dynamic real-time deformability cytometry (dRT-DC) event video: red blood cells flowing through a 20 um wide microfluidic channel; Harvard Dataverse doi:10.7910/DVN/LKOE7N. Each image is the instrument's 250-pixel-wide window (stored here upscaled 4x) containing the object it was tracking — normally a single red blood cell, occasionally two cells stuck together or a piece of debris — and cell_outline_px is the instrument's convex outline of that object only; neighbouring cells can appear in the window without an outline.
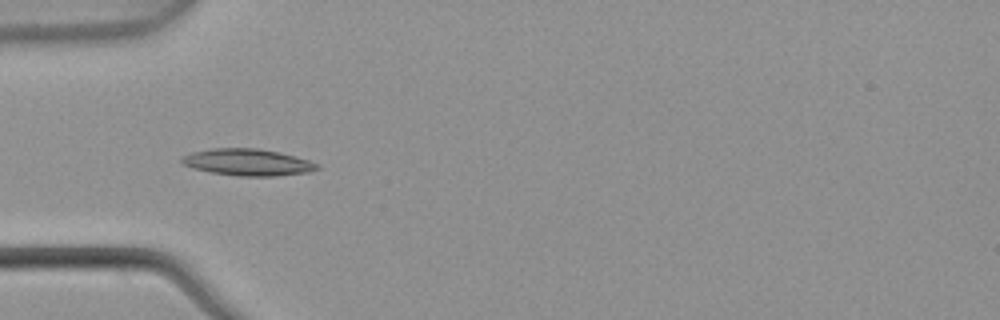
{"species": "common noctule bat (a hibernating species)", "species_latin": "Nyctalus noctula", "temperature_condition": "warm", "stored_images_in_passage": 5, "camera_frame_rate_fps": 3000, "um_per_image_px": 0.085, "animal": {"sex": "male", "body_mass_g": 21.5, "forearm_length_mm": 52.0}, "frame": {"image": 1, "passage_image": 1, "time_ms": 0.0, "image_size_px": [1000, 320], "cell_outline_px": [[320, 168], [308, 172], [276, 176], [236, 176], [212, 172], [192, 168], [184, 164], [180, 160], [180, 156], [192, 152], [212, 148], [256, 148], [280, 152], [308, 160], [320, 164]], "centroid_in_image_um": [21.04, 13.79], "position_along_channel_um": 64.0, "area_um2": 21.15}}
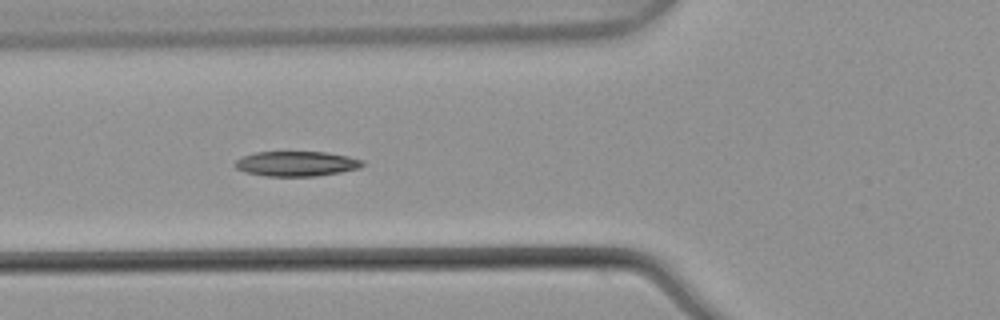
{"frame": {"image": 2, "passage_image": 2, "time_ms": 0.333, "image_size_px": [1000, 320], "cell_outline_px": [[364, 164], [360, 168], [340, 172], [316, 176], [264, 176], [244, 172], [236, 168], [232, 164], [236, 160], [244, 156], [256, 152], [324, 152], [348, 156], [364, 160]], "centroid_in_image_um": [25.18, 13.92], "position_along_channel_um": 100.6, "area_um2": 18.61}}
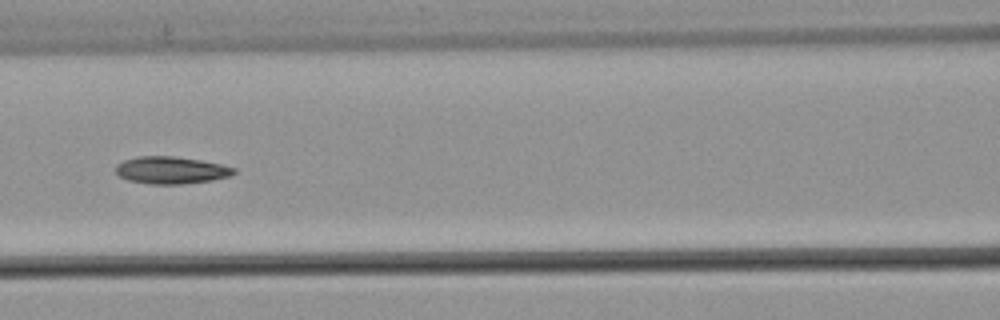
{"frame": {"image": 3, "passage_image": 3, "time_ms": 0.667, "image_size_px": [1000, 320], "cell_outline_px": [[236, 172], [228, 176], [212, 180], [180, 184], [148, 184], [128, 180], [120, 176], [116, 172], [116, 164], [124, 160], [136, 156], [176, 156], [200, 160], [220, 164], [236, 168]], "centroid_in_image_um": [14.52, 14.46], "position_along_channel_um": 152.1, "area_um2": 18.73}}